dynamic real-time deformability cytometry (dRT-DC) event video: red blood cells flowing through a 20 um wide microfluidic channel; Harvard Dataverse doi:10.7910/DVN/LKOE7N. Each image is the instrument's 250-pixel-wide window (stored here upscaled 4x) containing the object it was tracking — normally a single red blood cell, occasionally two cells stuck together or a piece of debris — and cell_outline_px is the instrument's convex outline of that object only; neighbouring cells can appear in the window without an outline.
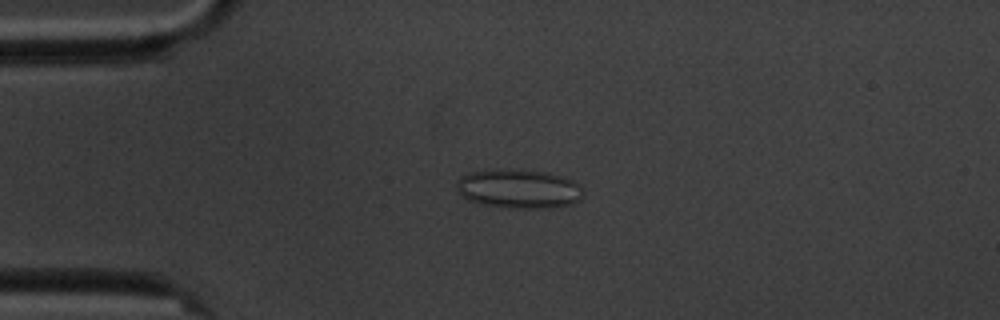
{"species": "common noctule bat (a hibernating species)", "species_latin": "Nyctalus noctula", "temperature_condition": "cold", "stored_images_in_passage": 6, "camera_frame_rate_fps": 3000, "um_per_image_px": 0.085, "animal": {"sex": "male", "body_mass_g": 20.1, "forearm_length_mm": 53.5}, "frame": {"image": 1, "passage_image": 4, "time_ms": 3.333, "image_size_px": [1000, 320], "cell_outline_px": [[584, 196], [572, 204], [552, 208], [516, 208], [484, 204], [468, 200], [460, 196], [456, 188], [456, 184], [460, 176], [468, 172], [548, 172], [572, 180], [580, 184], [584, 192]], "centroid_in_image_um": [44.14, 16.1], "position_along_channel_um": 40.9, "area_um2": 28.03}}
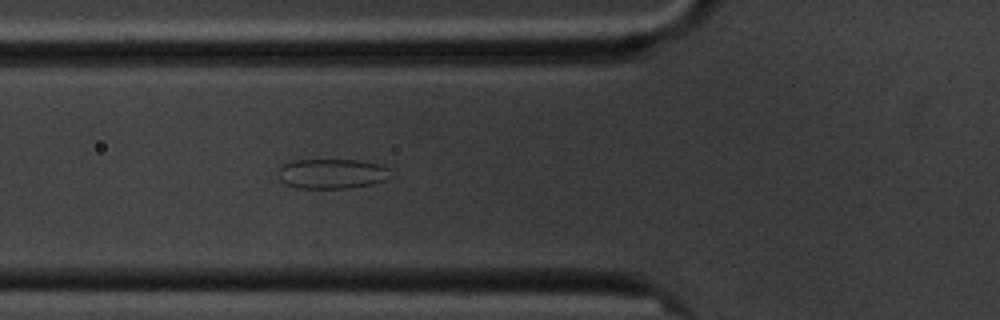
{"frame": {"image": 2, "passage_image": 6, "time_ms": 5.667, "image_size_px": [1000, 320], "cell_outline_px": [[392, 176], [384, 180], [372, 184], [348, 188], [296, 188], [284, 184], [280, 180], [280, 168], [284, 164], [296, 160], [360, 160], [380, 164], [392, 168]], "centroid_in_image_um": [28.28, 14.76], "position_along_channel_um": 97.5, "area_um2": 19.71}}